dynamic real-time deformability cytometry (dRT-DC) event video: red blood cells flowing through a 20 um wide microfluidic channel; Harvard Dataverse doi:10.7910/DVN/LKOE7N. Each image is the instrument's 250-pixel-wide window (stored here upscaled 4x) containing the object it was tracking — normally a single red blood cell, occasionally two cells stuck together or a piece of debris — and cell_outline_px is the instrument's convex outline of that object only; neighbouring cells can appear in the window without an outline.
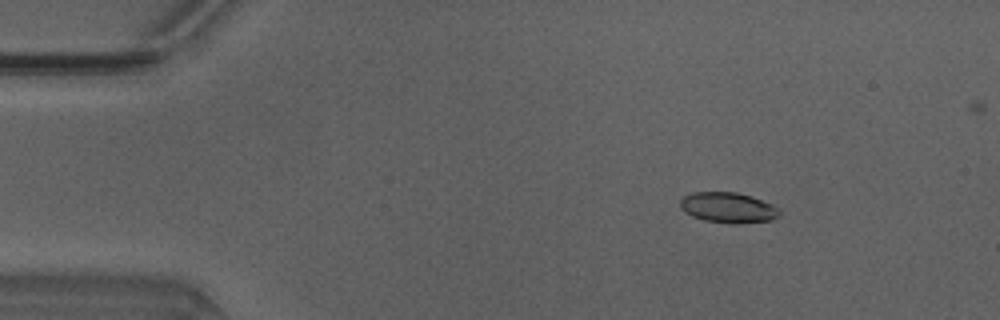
{"species": "Egyptian fruit bat (a non-hibernating species)", "species_latin": "Rousettus aegyptiacus", "temperature_condition": "warm", "stored_images_in_passage": 49, "camera_frame_rate_fps": 3000, "um_per_image_px": 0.085, "animal": {"sex": "male"}, "frame": {"image": 1, "passage_image": 7, "time_ms": 2.0, "image_size_px": [1000, 320], "cell_outline_px": [[780, 216], [772, 220], [732, 224], [728, 224], [704, 220], [692, 216], [684, 212], [680, 208], [680, 200], [684, 196], [692, 192], [736, 192], [752, 196], [780, 208]], "centroid_in_image_um": [61.89, 17.65], "position_along_channel_um": 23.1, "area_um2": 17.8}}
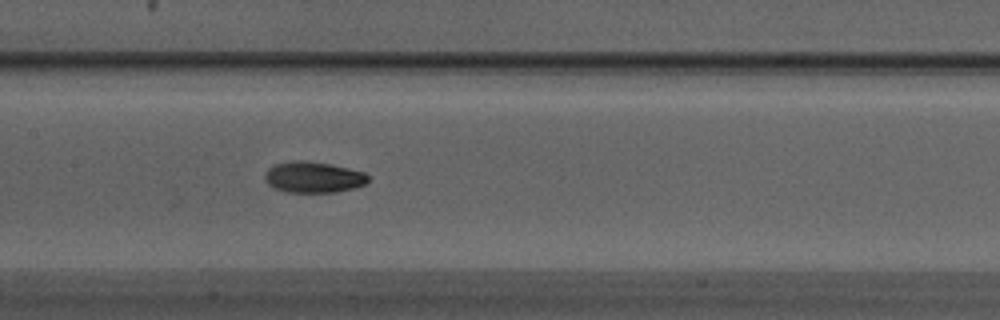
{"frame": {"image": 2, "passage_image": 24, "time_ms": 7.667, "image_size_px": [1000, 320], "cell_outline_px": [[368, 180], [364, 184], [352, 188], [336, 192], [288, 192], [272, 188], [264, 180], [264, 172], [268, 168], [276, 164], [292, 160], [304, 160], [332, 164], [364, 172], [368, 176]], "centroid_in_image_um": [26.58, 15.05], "position_along_channel_um": 180.8, "area_um2": 18.79}}
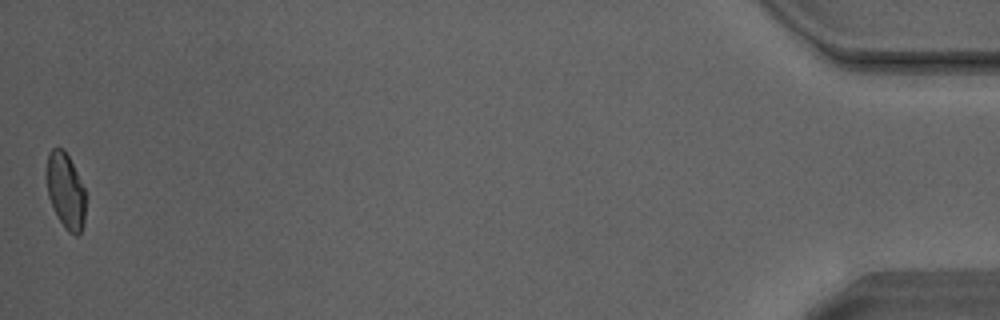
{"frame": {"image": 3, "passage_image": 49, "time_ms": 16.0, "image_size_px": [1000, 320], "cell_outline_px": [[84, 224], [80, 232], [76, 236], [68, 232], [64, 228], [48, 196], [48, 152], [52, 148], [64, 148], [84, 188]], "centroid_in_image_um": [5.59, 16.24], "position_along_channel_um": 429.6, "area_um2": 16.59}, "authors_computed_cell_mechanics": {"area_um2": 17.8602, "velocity_mm_per_s": 4.1878, "shape_relaxation_time_tau1_ms": 6.6653, "shape_relaxation_time_tau2_ms": 2.8207, "deformation_change_tau1": 0.1732, "deformation_change_tau2": 0.0658}}